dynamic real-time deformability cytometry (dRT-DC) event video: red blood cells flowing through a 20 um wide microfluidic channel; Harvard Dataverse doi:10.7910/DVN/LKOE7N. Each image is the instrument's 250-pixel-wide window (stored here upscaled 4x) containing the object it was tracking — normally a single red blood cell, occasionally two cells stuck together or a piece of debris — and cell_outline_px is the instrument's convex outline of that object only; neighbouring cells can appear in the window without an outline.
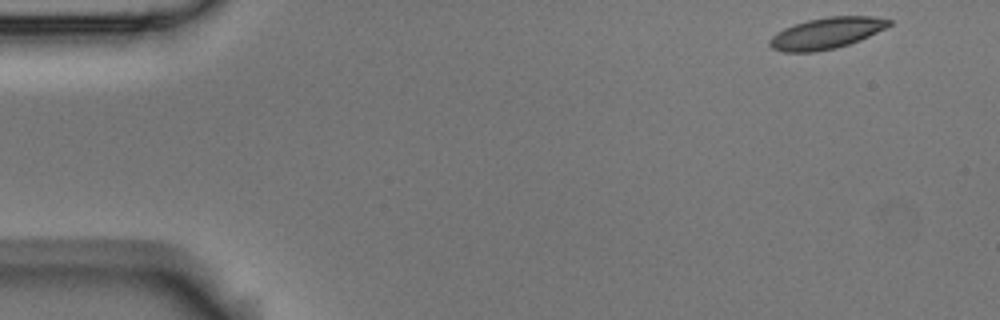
{"species": "Egyptian fruit bat (a non-hibernating species)", "species_latin": "Rousettus aegyptiacus", "temperature_condition": "room temperature", "stored_images_in_passage": 7, "camera_frame_rate_fps": 3000, "um_per_image_px": 0.085, "animal": {"sex": "male"}, "frame": {"image": 1, "passage_image": 1, "time_ms": 0.0, "image_size_px": [1000, 320], "cell_outline_px": [[892, 24], [860, 40], [836, 48], [816, 52], [784, 52], [772, 48], [768, 44], [768, 40], [776, 32], [784, 28], [808, 20], [828, 16], [872, 16], [892, 20]], "centroid_in_image_um": [70.22, 2.82], "position_along_channel_um": 14.8, "area_um2": 21.68}}
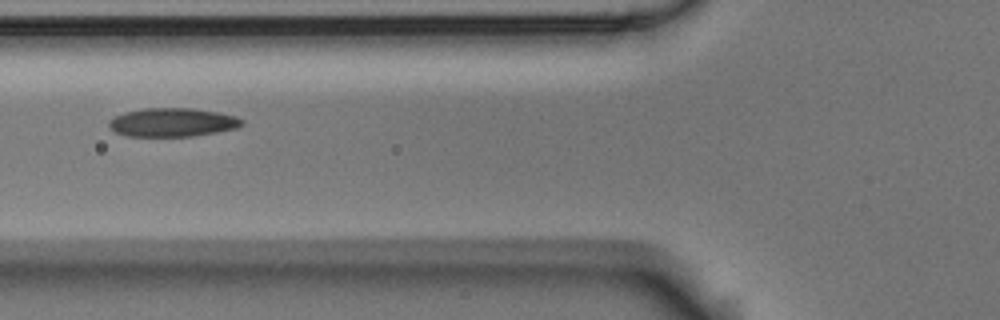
{"frame": {"image": 2, "passage_image": 5, "time_ms": 1.333, "image_size_px": [1000, 320], "cell_outline_px": [[244, 124], [240, 128], [192, 136], [128, 136], [116, 132], [108, 124], [108, 120], [124, 112], [144, 108], [192, 108], [220, 112], [236, 116], [244, 120]], "centroid_in_image_um": [14.72, 10.39], "position_along_channel_um": 111.1, "area_um2": 22.31}}
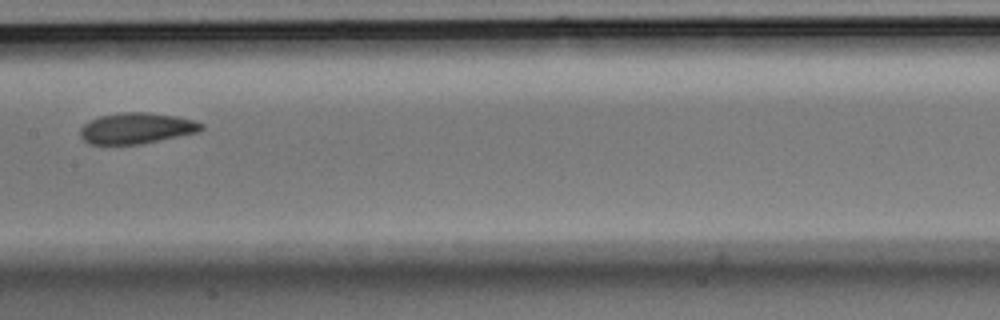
{"frame": {"image": 3, "passage_image": 7, "time_ms": 2.0, "image_size_px": [1000, 320], "cell_outline_px": [[204, 128], [200, 132], [140, 144], [88, 144], [80, 136], [80, 128], [84, 124], [100, 116], [124, 112], [148, 112], [176, 116], [196, 120], [204, 124]], "centroid_in_image_um": [11.65, 10.9], "position_along_channel_um": 195.8, "area_um2": 21.91}}